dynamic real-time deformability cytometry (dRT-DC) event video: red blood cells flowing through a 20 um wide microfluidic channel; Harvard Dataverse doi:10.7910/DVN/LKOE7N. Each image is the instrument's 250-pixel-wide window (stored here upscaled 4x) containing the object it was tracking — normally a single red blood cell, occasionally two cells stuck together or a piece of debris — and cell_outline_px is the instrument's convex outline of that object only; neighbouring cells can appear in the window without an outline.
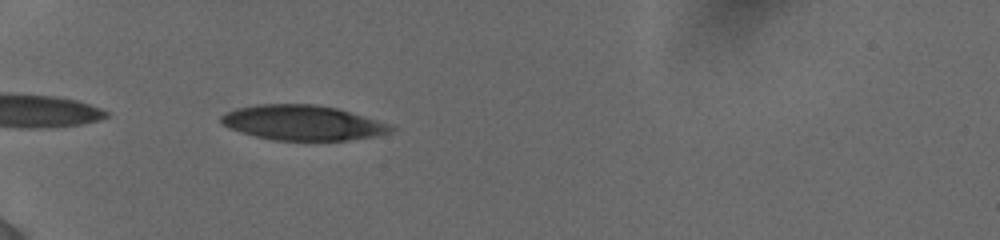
{"species": "human", "species_latin": "Homo sapiens", "temperature_condition": "cold", "stored_images_in_passage": 34, "camera_frame_rate_fps": 3000, "um_per_image_px": 0.085, "donor": {"sex": "female"}, "frame": {"image": 1, "passage_image": 3, "time_ms": 0.667, "image_size_px": [1000, 240], "cell_outline_px": [[396, 128], [392, 132], [376, 136], [344, 140], [276, 140], [256, 136], [228, 128], [220, 124], [220, 116], [224, 112], [236, 108], [256, 104], [316, 104], [336, 108], [392, 124]], "centroid_in_image_um": [25.71, 10.42], "position_along_channel_um": 59.3, "area_um2": 34.74}}
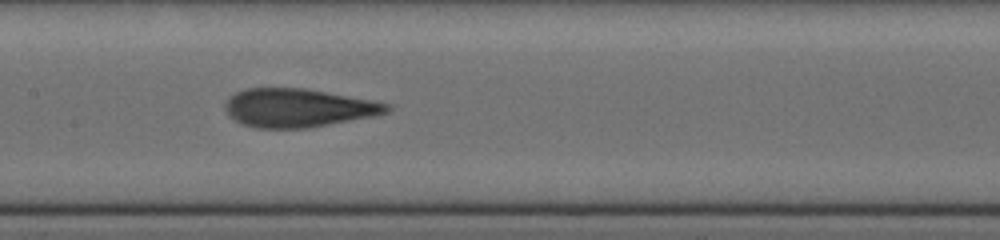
{"frame": {"image": 2, "passage_image": 18, "time_ms": 4.333, "image_size_px": [1000, 240], "cell_outline_px": [[392, 108], [388, 112], [372, 116], [308, 128], [256, 128], [240, 124], [228, 116], [224, 108], [224, 104], [228, 96], [236, 92], [248, 88], [304, 88], [368, 100], [388, 104]], "centroid_in_image_um": [25.24, 9.18], "position_along_channel_um": 182.2, "area_um2": 36.07}}
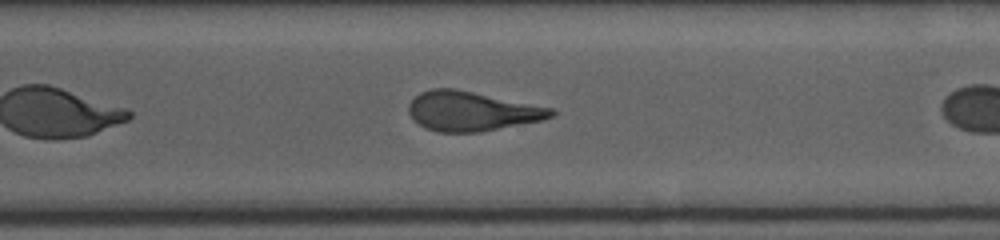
{"frame": {"image": 3, "passage_image": 29, "time_ms": 7.0, "image_size_px": [1000, 240], "cell_outline_px": [[556, 112], [552, 116], [540, 120], [480, 132], [436, 132], [424, 128], [412, 120], [408, 112], [408, 104], [420, 92], [432, 88], [452, 88], [556, 108]], "centroid_in_image_um": [40.06, 9.45], "position_along_channel_um": 330.5, "area_um2": 32.83}}